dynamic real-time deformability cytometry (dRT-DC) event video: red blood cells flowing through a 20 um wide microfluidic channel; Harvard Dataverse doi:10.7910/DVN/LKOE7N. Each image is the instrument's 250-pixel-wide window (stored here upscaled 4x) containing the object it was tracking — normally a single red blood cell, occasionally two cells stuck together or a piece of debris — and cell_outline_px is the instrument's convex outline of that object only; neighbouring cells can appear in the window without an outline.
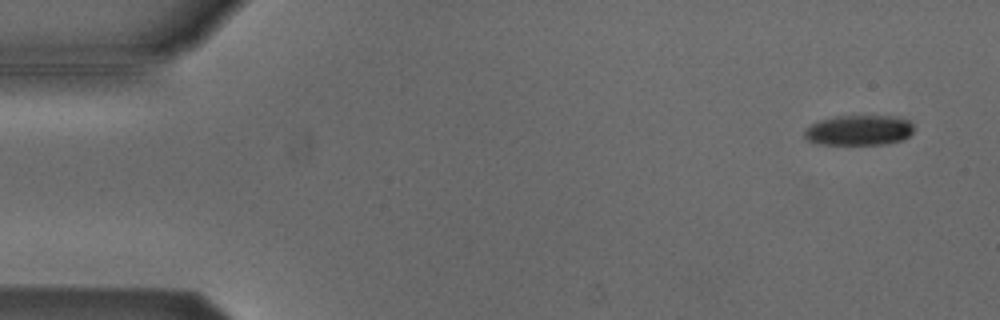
{"species": "Egyptian fruit bat (a non-hibernating species)", "species_latin": "Rousettus aegyptiacus", "temperature_condition": "cold", "stored_images_in_passage": 51, "camera_frame_rate_fps": 3000, "um_per_image_px": 0.085, "animal": {"sex": "male"}, "frame": {"image": 1, "passage_image": 3, "time_ms": 0.667, "image_size_px": [1000, 320], "cell_outline_px": [[912, 132], [908, 136], [900, 140], [884, 144], [820, 144], [808, 140], [804, 136], [804, 128], [820, 120], [836, 116], [892, 116], [908, 120], [912, 124]], "centroid_in_image_um": [72.97, 11.06], "position_along_channel_um": 12.0, "area_um2": 19.07}}
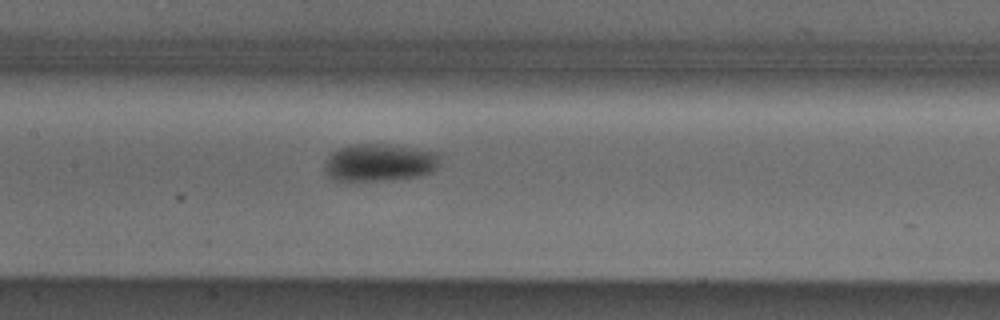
{"frame": {"image": 2, "passage_image": 25, "time_ms": 8.0, "image_size_px": [1000, 320], "cell_outline_px": [[440, 164], [432, 172], [424, 176], [392, 180], [336, 180], [324, 172], [324, 164], [328, 156], [332, 152], [348, 144], [388, 144], [440, 152]], "centroid_in_image_um": [32.31, 13.81], "position_along_channel_um": 175.1, "area_um2": 25.61}}
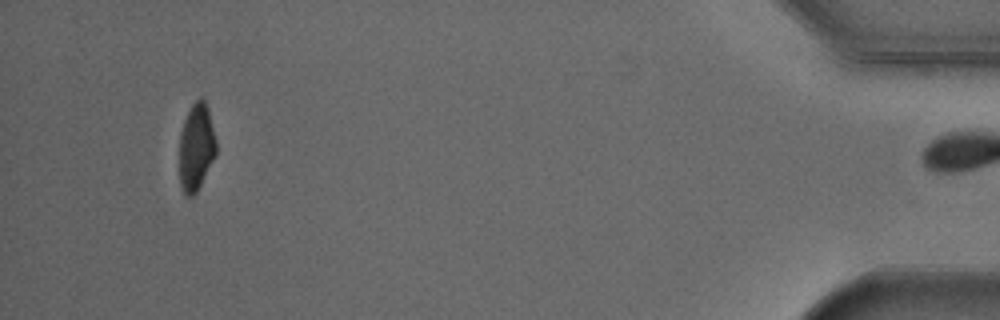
{"frame": {"image": 3, "passage_image": 50, "time_ms": 16.333, "image_size_px": [1000, 320], "cell_outline_px": [[216, 152], [196, 192], [192, 196], [184, 196], [180, 184], [180, 132], [184, 120], [192, 104], [200, 96], [204, 100], [208, 108], [216, 140]], "centroid_in_image_um": [16.66, 12.48], "position_along_channel_um": 418.5, "area_um2": 18.38}, "authors_computed_cell_mechanics": {"area_um2": 21.8484, "velocity_mm_per_s": 3.8585, "shape_relaxation_time_tau1_ms": 3.5304, "shape_relaxation_time_tau2_ms": null, "deformation_change_tau1": 0.1016, "deformation_change_tau2": null}}